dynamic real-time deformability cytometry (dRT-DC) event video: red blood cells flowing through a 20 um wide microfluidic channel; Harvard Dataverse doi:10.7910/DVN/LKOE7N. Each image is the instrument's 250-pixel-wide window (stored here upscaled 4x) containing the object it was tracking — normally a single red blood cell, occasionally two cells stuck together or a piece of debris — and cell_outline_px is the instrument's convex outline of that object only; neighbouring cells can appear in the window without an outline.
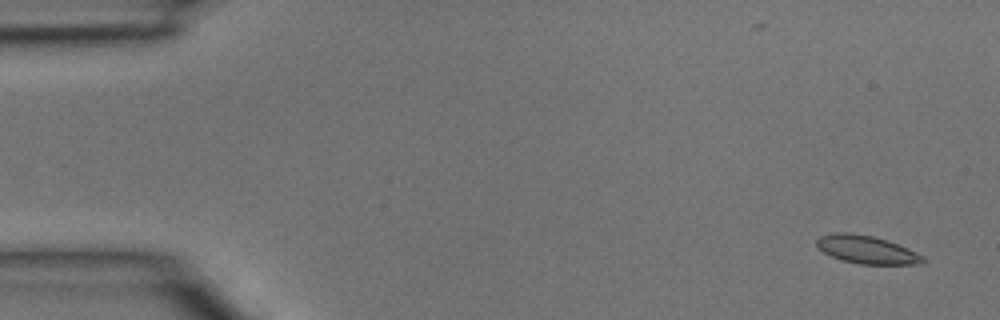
{"species": "common noctule bat (a hibernating species)", "species_latin": "Nyctalus noctula", "temperature_condition": "room temperature", "stored_images_in_passage": 5, "camera_frame_rate_fps": 3000, "um_per_image_px": 0.085, "animal": {"sex": "male", "body_mass_g": 15.6}, "frame": {"image": 1, "passage_image": 1, "time_ms": 0.0, "image_size_px": [1000, 320], "cell_outline_px": [[924, 264], [860, 264], [840, 260], [824, 252], [816, 244], [816, 240], [820, 236], [832, 232], [852, 232], [876, 236], [888, 240], [908, 248], [924, 256]], "centroid_in_image_um": [73.67, 21.2], "position_along_channel_um": 11.3, "area_um2": 17.57}}
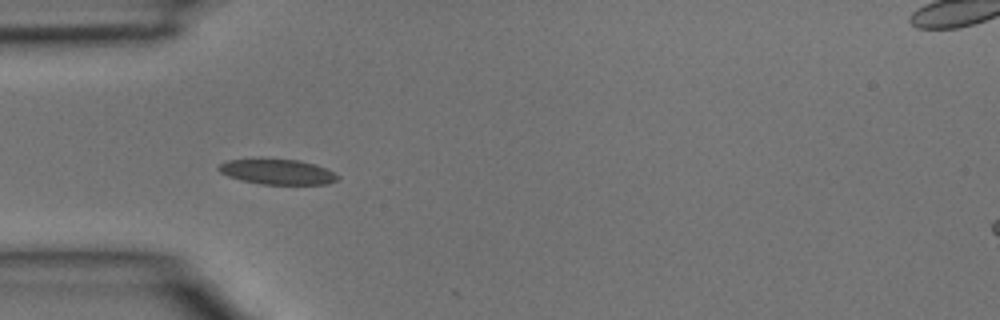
{"frame": {"image": 2, "passage_image": 4, "time_ms": 1.0, "image_size_px": [1000, 320], "cell_outline_px": [[340, 176], [336, 180], [328, 184], [260, 184], [240, 180], [228, 176], [220, 172], [216, 168], [220, 164], [228, 160], [260, 156], [300, 160], [316, 164]], "centroid_in_image_um": [23.51, 14.55], "position_along_channel_um": 61.5, "area_um2": 18.21}}